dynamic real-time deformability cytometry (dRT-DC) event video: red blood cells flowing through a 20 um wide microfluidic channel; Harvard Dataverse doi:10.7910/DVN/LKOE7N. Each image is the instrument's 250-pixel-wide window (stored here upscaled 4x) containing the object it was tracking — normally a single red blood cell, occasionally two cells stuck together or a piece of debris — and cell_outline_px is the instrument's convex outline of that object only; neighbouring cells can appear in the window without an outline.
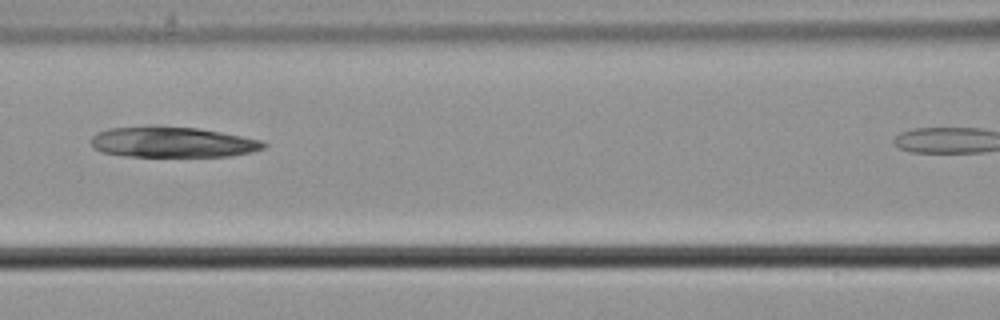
{"species": "common noctule bat (a hibernating species)", "species_latin": "Nyctalus noctula", "temperature_condition": "cold", "stored_images_in_passage": 4, "segment_of_instrument_passage": [1, 2], "camera_frame_rate_fps": 3000, "um_per_image_px": 0.085, "animal": {"sex": "male", "body_mass_g": 21.5, "forearm_length_mm": 52.0}, "frame": {"image": 1, "passage_image": 3, "time_ms": 0.667, "image_size_px": [1000, 320], "cell_outline_px": [[268, 144], [264, 148], [252, 152], [228, 156], [124, 156], [100, 152], [92, 144], [92, 136], [96, 132], [108, 128], [148, 124], [160, 124], [196, 128], [220, 132], [260, 140]], "centroid_in_image_um": [14.59, 12.05], "position_along_channel_um": 152.0, "area_um2": 31.27}}